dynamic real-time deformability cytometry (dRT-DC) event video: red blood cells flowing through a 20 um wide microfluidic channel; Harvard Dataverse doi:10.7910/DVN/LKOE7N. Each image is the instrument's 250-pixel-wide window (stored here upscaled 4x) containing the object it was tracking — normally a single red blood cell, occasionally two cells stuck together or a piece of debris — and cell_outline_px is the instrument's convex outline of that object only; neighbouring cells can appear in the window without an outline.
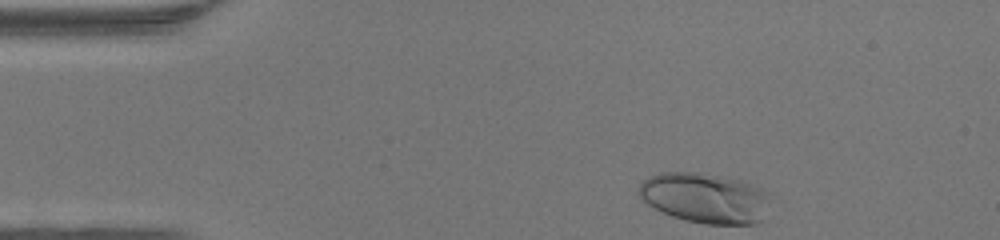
{"species": "human", "species_latin": "Homo sapiens", "temperature_condition": "warm", "stored_images_in_passage": 32, "camera_frame_rate_fps": 3000, "um_per_image_px": 0.085, "donor": {"sex": "female"}, "frame": {"image": 1, "passage_image": 1, "time_ms": 0.0, "image_size_px": [1000, 240], "cell_outline_px": [[768, 196], [764, 220], [756, 224], [704, 224], [684, 220], [672, 216], [648, 204], [636, 192], [640, 184], [648, 176], [660, 172], [700, 172], [740, 180], [760, 188], [768, 192]], "centroid_in_image_um": [59.91, 16.83], "position_along_channel_um": 25.1, "area_um2": 38.49}}
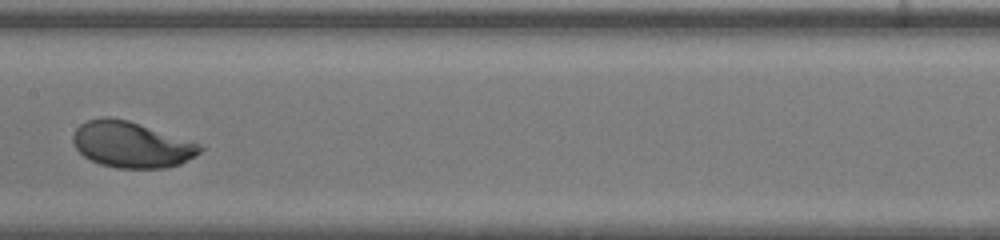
{"frame": {"image": 2, "passage_image": 18, "time_ms": 5.667, "image_size_px": [1000, 240], "cell_outline_px": [[204, 148], [196, 156], [180, 164], [164, 168], [116, 168], [100, 164], [84, 156], [76, 148], [72, 140], [72, 136], [76, 128], [80, 124], [88, 120], [104, 116], [112, 116], [128, 120], [192, 140]], "centroid_in_image_um": [11.18, 12.28], "position_along_channel_um": 196.2, "area_um2": 34.28}}
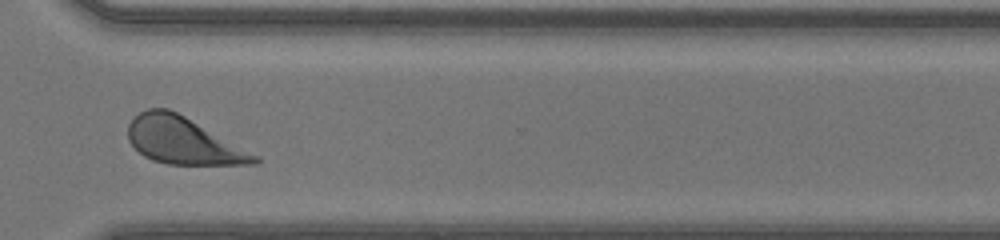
{"frame": {"image": 3, "passage_image": 29, "time_ms": 9.333, "image_size_px": [1000, 240], "cell_outline_px": [[260, 160], [256, 164], [168, 164], [152, 160], [144, 156], [128, 140], [128, 124], [140, 112], [148, 108], [168, 108], [184, 116], [260, 156]], "centroid_in_image_um": [15.56, 11.96], "position_along_channel_um": 355.0, "area_um2": 34.1}, "authors_computed_cell_mechanics": {"area_um2": 34.1598, "velocity_mm_per_s": 4.3195, "shape_relaxation_time_tau1_ms": 1.6454, "shape_relaxation_time_tau2_ms": null, "deformation_change_tau1": 0.1464, "deformation_change_tau2": null}}